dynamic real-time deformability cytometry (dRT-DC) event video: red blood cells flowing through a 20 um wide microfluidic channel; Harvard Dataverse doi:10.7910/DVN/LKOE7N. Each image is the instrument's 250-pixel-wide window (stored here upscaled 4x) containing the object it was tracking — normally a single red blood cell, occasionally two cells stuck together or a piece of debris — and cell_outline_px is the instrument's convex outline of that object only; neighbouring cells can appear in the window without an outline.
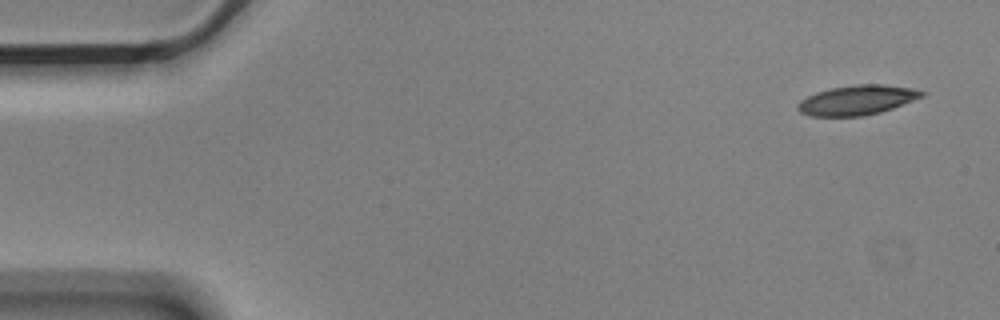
{"species": "Egyptian fruit bat (a non-hibernating species)", "species_latin": "Rousettus aegyptiacus", "temperature_condition": "cold", "stored_images_in_passage": 9, "camera_frame_rate_fps": 3000, "um_per_image_px": 0.085, "animal": {"sex": "male"}, "frame": {"image": 1, "passage_image": 1, "time_ms": 0.0, "image_size_px": [1000, 320], "cell_outline_px": [[924, 96], [892, 108], [880, 112], [864, 116], [812, 116], [800, 112], [796, 108], [796, 104], [800, 100], [816, 92], [832, 88], [856, 84], [884, 84], [912, 88], [924, 92]], "centroid_in_image_um": [72.83, 8.5], "position_along_channel_um": 12.2, "area_um2": 21.39}}
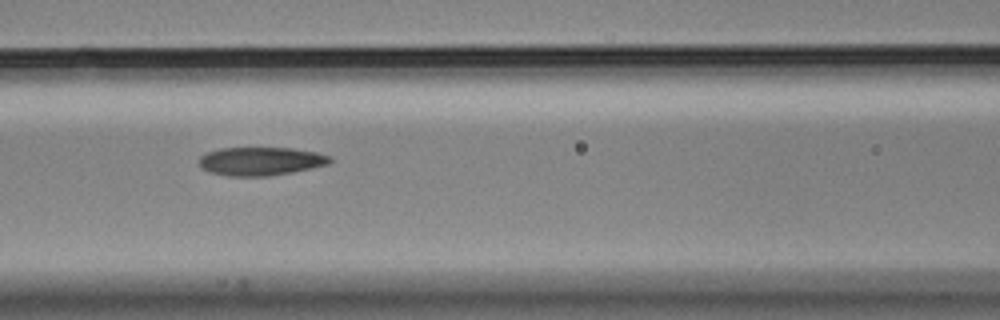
{"frame": {"image": 2, "passage_image": 6, "time_ms": 1.667, "image_size_px": [1000, 320], "cell_outline_px": [[332, 160], [328, 164], [312, 168], [272, 176], [228, 176], [212, 172], [204, 168], [200, 164], [200, 156], [208, 152], [220, 148], [292, 148], [316, 152], [332, 156]], "centroid_in_image_um": [22.21, 13.7], "position_along_channel_um": 144.4, "area_um2": 21.56}}
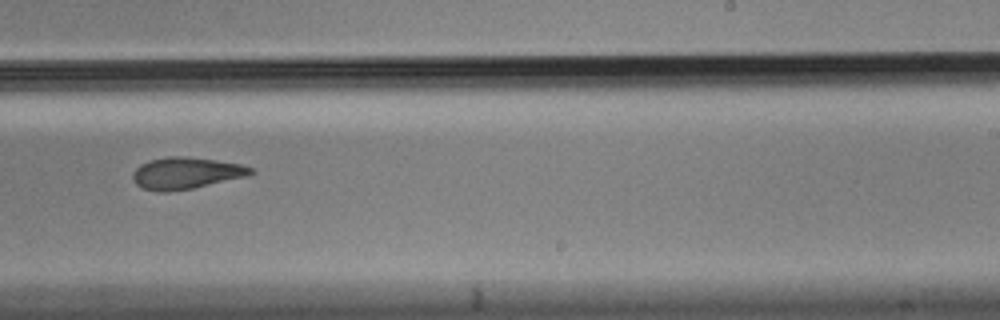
{"frame": {"image": 3, "passage_image": 9, "time_ms": 2.667, "image_size_px": [1000, 320], "cell_outline_px": [[256, 172], [248, 176], [192, 188], [168, 192], [156, 192], [140, 188], [132, 180], [132, 172], [140, 164], [148, 160], [168, 156], [184, 156], [216, 160], [240, 164], [252, 168]], "centroid_in_image_um": [15.76, 14.72], "position_along_channel_um": 273.2, "area_um2": 22.02}}